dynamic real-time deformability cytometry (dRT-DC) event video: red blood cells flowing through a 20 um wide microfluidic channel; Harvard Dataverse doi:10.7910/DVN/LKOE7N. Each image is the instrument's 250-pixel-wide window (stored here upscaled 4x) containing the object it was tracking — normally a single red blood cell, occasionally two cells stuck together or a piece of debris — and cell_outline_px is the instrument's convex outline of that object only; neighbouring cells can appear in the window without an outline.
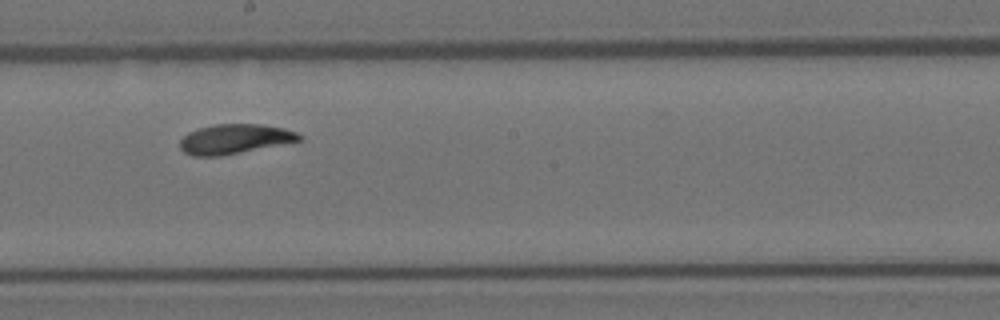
{"species": "Egyptian fruit bat (a non-hibernating species)", "species_latin": "Rousettus aegyptiacus", "temperature_condition": "room temperature", "stored_images_in_passage": 11, "camera_frame_rate_fps": 3000, "um_per_image_px": 0.085, "animal": {"sex": "female"}, "frame": {"image": 1, "passage_image": 10, "time_ms": 3.0, "image_size_px": [1000, 320], "cell_outline_px": [[304, 136], [300, 140], [220, 156], [192, 156], [184, 152], [180, 148], [180, 140], [188, 132], [200, 128], [216, 124], [260, 124], [284, 128], [296, 132]], "centroid_in_image_um": [19.92, 11.81], "position_along_channel_um": 228.3, "area_um2": 20.35}}
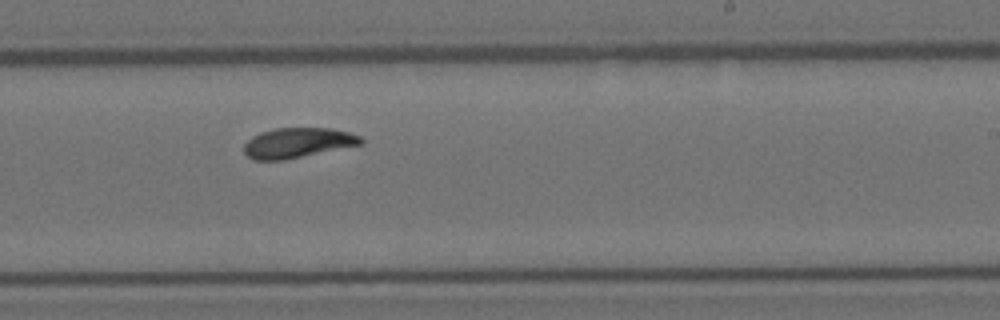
{"frame": {"image": 2, "passage_image": 11, "time_ms": 3.333, "image_size_px": [1000, 320], "cell_outline_px": [[364, 144], [284, 160], [252, 160], [244, 152], [244, 144], [252, 136], [260, 132], [272, 128], [332, 128], [348, 132], [360, 136], [364, 140]], "centroid_in_image_um": [25.3, 12.14], "position_along_channel_um": 263.7, "area_um2": 20.63}}